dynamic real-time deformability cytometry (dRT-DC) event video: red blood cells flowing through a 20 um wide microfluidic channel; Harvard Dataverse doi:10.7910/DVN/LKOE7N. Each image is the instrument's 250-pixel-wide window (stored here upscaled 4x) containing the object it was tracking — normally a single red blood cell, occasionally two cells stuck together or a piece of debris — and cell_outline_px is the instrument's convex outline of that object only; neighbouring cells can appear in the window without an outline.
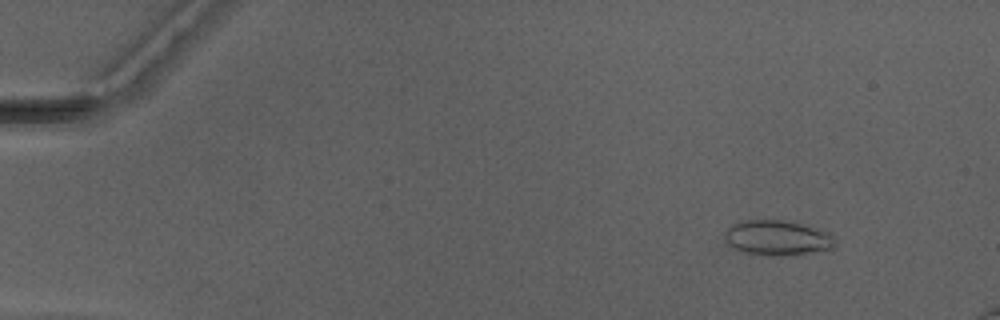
{"species": "Egyptian fruit bat (a non-hibernating species)", "species_latin": "Rousettus aegyptiacus", "temperature_condition": "warm", "stored_images_in_passage": 50, "camera_frame_rate_fps": 3000, "um_per_image_px": 0.085, "animal": {"sex": "male"}, "frame": {"image": 1, "passage_image": 6, "time_ms": 1.667, "image_size_px": [1000, 320], "cell_outline_px": [[836, 244], [832, 248], [796, 256], [768, 256], [748, 252], [736, 248], [728, 244], [724, 240], [724, 232], [732, 224], [748, 220], [784, 220], [800, 224], [828, 232], [836, 240]], "centroid_in_image_um": [66.09, 20.23], "position_along_channel_um": 18.9, "area_um2": 22.54}}
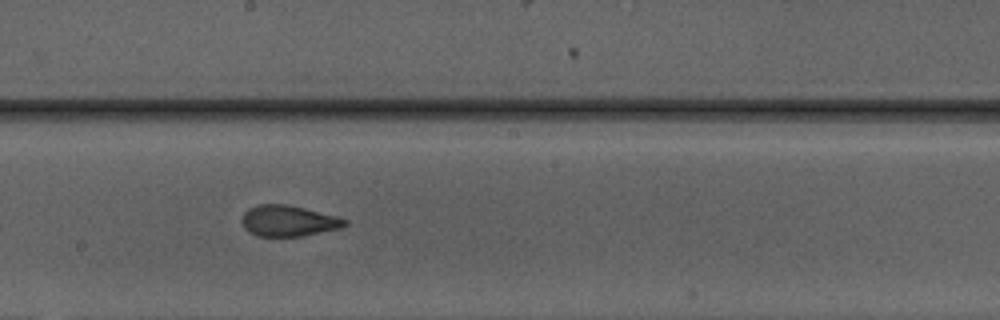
{"frame": {"image": 2, "passage_image": 29, "time_ms": 9.333, "image_size_px": [1000, 320], "cell_outline_px": [[348, 224], [340, 228], [300, 236], [256, 236], [248, 232], [244, 228], [240, 220], [244, 212], [248, 208], [256, 204], [288, 204], [304, 208], [348, 220]], "centroid_in_image_um": [24.44, 18.77], "position_along_channel_um": 223.8, "area_um2": 18.55}}
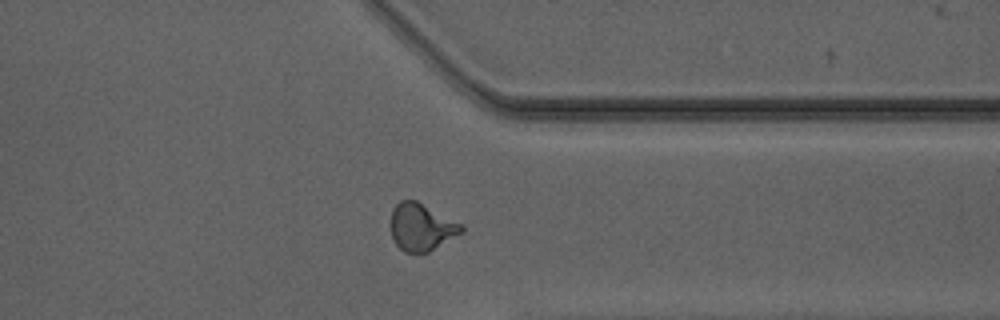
{"frame": {"image": 3, "passage_image": 40, "time_ms": 13.0, "image_size_px": [1000, 320], "cell_outline_px": [[464, 232], [428, 252], [420, 256], [416, 256], [404, 252], [396, 244], [392, 236], [392, 208], [400, 200], [416, 200], [464, 224]], "centroid_in_image_um": [35.85, 19.33], "position_along_channel_um": 375.5, "area_um2": 19.88}, "authors_computed_cell_mechanics": {"area_um2": 19.2763, "velocity_mm_per_s": 4.2017, "shape_relaxation_time_tau1_ms": 10.0974, "shape_relaxation_time_tau2_ms": 0.9576, "deformation_change_tau1": 0.2585, "deformation_change_tau2": 0.0757}}